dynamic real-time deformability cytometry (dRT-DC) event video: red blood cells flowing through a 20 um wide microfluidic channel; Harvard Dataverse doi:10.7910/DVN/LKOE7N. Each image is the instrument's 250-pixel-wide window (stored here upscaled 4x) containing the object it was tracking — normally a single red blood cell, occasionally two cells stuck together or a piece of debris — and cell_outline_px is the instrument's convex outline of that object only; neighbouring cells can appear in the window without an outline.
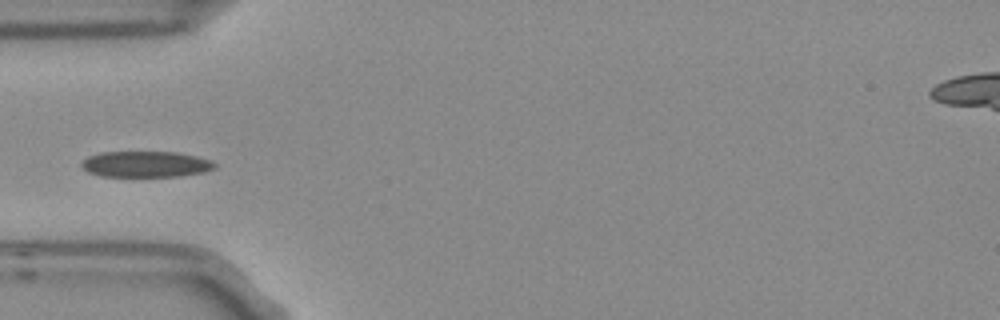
{"species": "Egyptian fruit bat (a non-hibernating species)", "species_latin": "Rousettus aegyptiacus", "temperature_condition": "room temperature", "stored_images_in_passage": 4, "camera_frame_rate_fps": 3000, "um_per_image_px": 0.085, "frame": {"image": 1, "passage_image": 4, "time_ms": 1.0, "image_size_px": [1000, 320], "cell_outline_px": [[216, 168], [204, 172], [180, 176], [100, 176], [88, 172], [80, 164], [88, 156], [100, 152], [176, 152], [196, 156], [212, 160], [216, 164]], "centroid_in_image_um": [12.41, 13.95], "position_along_channel_um": 72.6, "area_um2": 20.17}}